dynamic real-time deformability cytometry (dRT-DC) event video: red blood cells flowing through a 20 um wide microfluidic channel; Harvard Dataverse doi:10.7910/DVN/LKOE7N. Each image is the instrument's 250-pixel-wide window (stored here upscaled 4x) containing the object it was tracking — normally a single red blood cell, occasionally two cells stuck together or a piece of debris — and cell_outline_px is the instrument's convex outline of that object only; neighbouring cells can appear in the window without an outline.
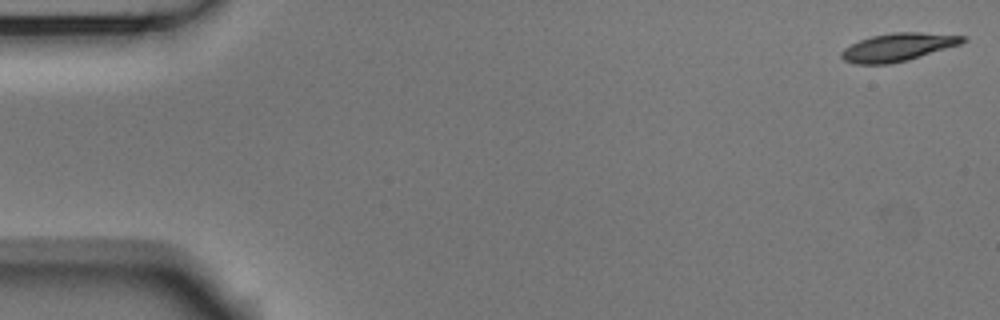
{"species": "Egyptian fruit bat (a non-hibernating species)", "species_latin": "Rousettus aegyptiacus", "temperature_condition": "room temperature", "stored_images_in_passage": 53, "camera_frame_rate_fps": 3000, "um_per_image_px": 0.085, "animal": {"sex": "male"}, "frame": {"image": 1, "passage_image": 1, "time_ms": 0.0, "image_size_px": [1000, 320], "cell_outline_px": [[968, 40], [960, 44], [908, 60], [888, 64], [852, 64], [844, 60], [840, 56], [840, 52], [844, 48], [860, 40], [872, 36], [892, 32], [916, 32], [964, 36]], "centroid_in_image_um": [76.29, 4.01], "position_along_channel_um": 8.7, "area_um2": 19.65}}
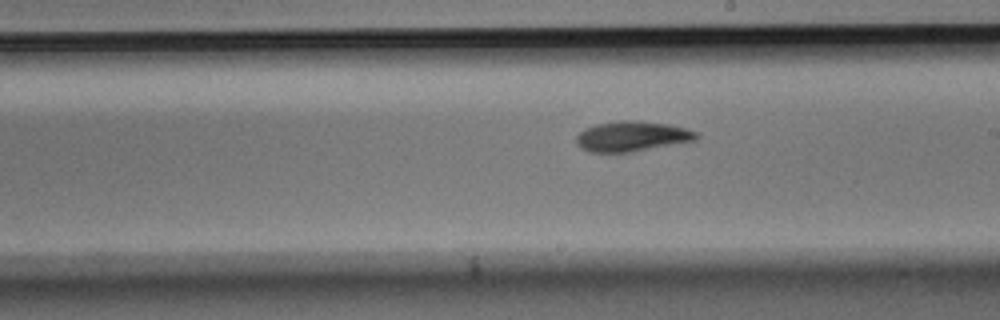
{"frame": {"image": 2, "passage_image": 30, "time_ms": 9.667, "image_size_px": [1000, 320], "cell_outline_px": [[700, 136], [696, 140], [632, 152], [588, 152], [580, 148], [576, 144], [576, 136], [584, 128], [596, 124], [620, 120], [636, 120], [668, 124], [684, 128], [696, 132]], "centroid_in_image_um": [53.68, 11.59], "position_along_channel_um": 235.3, "area_um2": 21.21}}
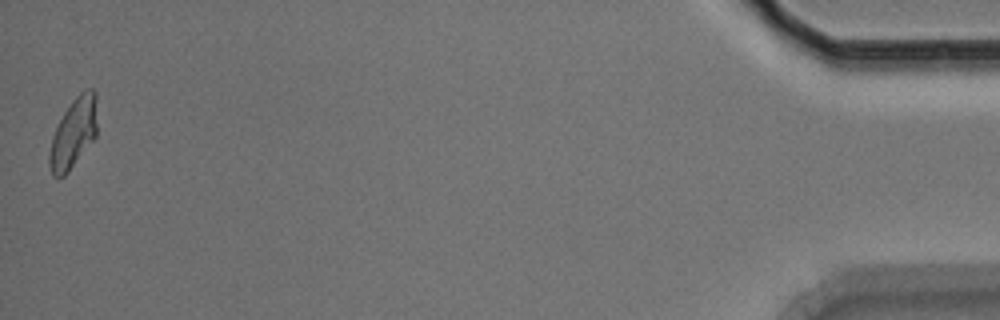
{"frame": {"image": 3, "passage_image": 53, "time_ms": 17.333, "image_size_px": [1000, 320], "cell_outline_px": [[96, 136], [68, 172], [64, 176], [52, 176], [48, 164], [48, 156], [52, 136], [64, 112], [76, 96], [84, 88], [92, 88], [96, 92]], "centroid_in_image_um": [6.24, 11.31], "position_along_channel_um": 429.0, "area_um2": 19.36}, "authors_computed_cell_mechanics": {"area_um2": 19.9988, "velocity_mm_per_s": 3.7437, "shape_relaxation_time_tau1_ms": 3.45, "shape_relaxation_time_tau2_ms": 3.8864, "deformation_change_tau1": 0.153, "deformation_change_tau2": 0.0734}}